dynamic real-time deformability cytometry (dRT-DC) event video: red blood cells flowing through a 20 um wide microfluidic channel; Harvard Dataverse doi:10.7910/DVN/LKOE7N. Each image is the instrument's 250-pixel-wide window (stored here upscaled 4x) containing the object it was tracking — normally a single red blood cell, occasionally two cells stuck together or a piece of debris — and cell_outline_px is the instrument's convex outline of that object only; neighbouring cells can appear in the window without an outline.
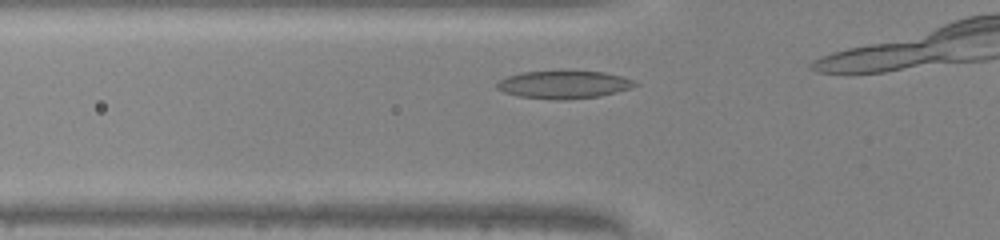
{"species": "common noctule bat (a hibernating species)", "species_latin": "Nyctalus noctula", "temperature_condition": "warm", "stored_images_in_passage": 8, "camera_frame_rate_fps": 3000, "um_per_image_px": 0.085, "animal": {"sex": "male", "body_mass_g": 20.0, "forearm_length_mm": 53.3}, "frame": {"image": 1, "passage_image": 4, "time_ms": 1.0, "image_size_px": [1000, 240], "cell_outline_px": [[640, 84], [632, 88], [600, 96], [564, 100], [556, 100], [520, 96], [504, 92], [496, 88], [496, 84], [500, 80], [508, 76], [524, 72], [604, 72], [620, 76], [632, 80]], "centroid_in_image_um": [47.94, 7.21], "position_along_channel_um": 77.9, "area_um2": 21.96}}
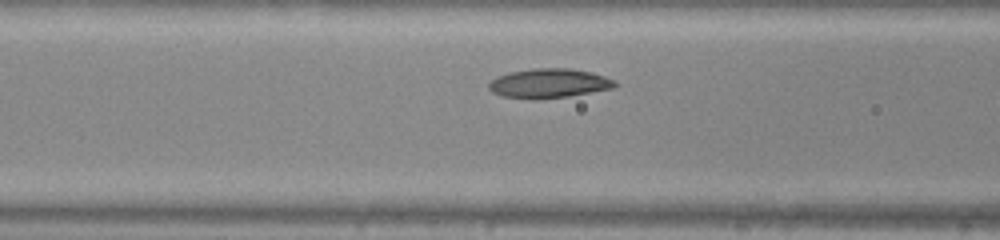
{"frame": {"image": 2, "passage_image": 7, "time_ms": 2.0, "image_size_px": [1000, 240], "cell_outline_px": [[620, 84], [612, 88], [568, 96], [536, 100], [532, 100], [504, 96], [492, 92], [488, 88], [488, 84], [496, 76], [508, 72], [532, 68], [568, 68], [588, 72], [604, 76], [616, 80]], "centroid_in_image_um": [46.63, 7.08], "position_along_channel_um": 120.0, "area_um2": 21.68}}